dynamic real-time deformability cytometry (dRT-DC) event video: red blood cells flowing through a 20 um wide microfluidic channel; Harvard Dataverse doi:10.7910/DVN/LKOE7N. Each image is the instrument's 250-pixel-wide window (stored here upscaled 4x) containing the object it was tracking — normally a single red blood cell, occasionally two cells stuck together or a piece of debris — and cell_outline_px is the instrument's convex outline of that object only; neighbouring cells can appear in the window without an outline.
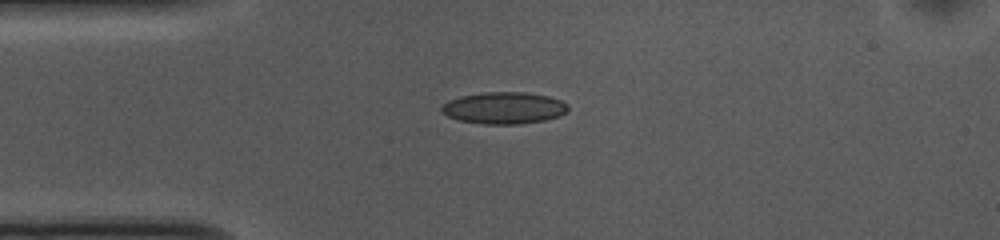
{"species": "common noctule bat (a hibernating species)", "species_latin": "Nyctalus noctula", "temperature_condition": "cold", "stored_images_in_passage": 42, "camera_frame_rate_fps": 3000, "um_per_image_px": 0.085, "animal": {"sex": "female", "body_mass_g": 10.0, "forearm_length_mm": 53.1}, "frame": {"image": 1, "passage_image": 1, "time_ms": 0.0, "image_size_px": [1000, 240], "cell_outline_px": [[568, 108], [560, 116], [544, 120], [520, 124], [484, 124], [460, 120], [448, 116], [440, 112], [440, 108], [448, 100], [460, 96], [484, 92], [524, 92], [548, 96], [560, 100], [568, 104]], "centroid_in_image_um": [42.82, 9.17], "position_along_channel_um": 42.2, "area_um2": 23.41}}
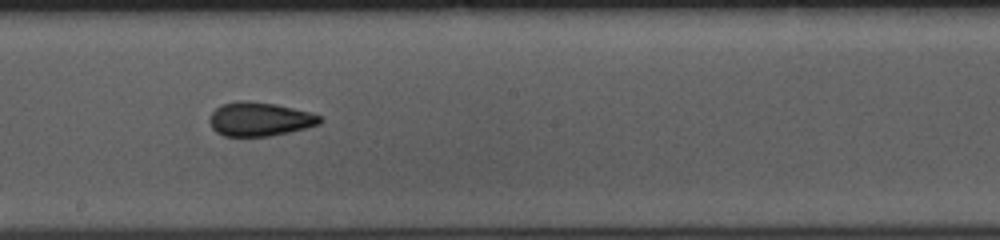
{"frame": {"image": 2, "passage_image": 17, "time_ms": 5.333, "image_size_px": [1000, 240], "cell_outline_px": [[324, 120], [320, 124], [308, 128], [268, 136], [224, 136], [216, 132], [212, 128], [208, 120], [212, 112], [216, 108], [224, 104], [240, 100], [248, 100], [276, 104], [308, 112], [320, 116]], "centroid_in_image_um": [22.07, 10.13], "position_along_channel_um": 226.1, "area_um2": 21.79}}
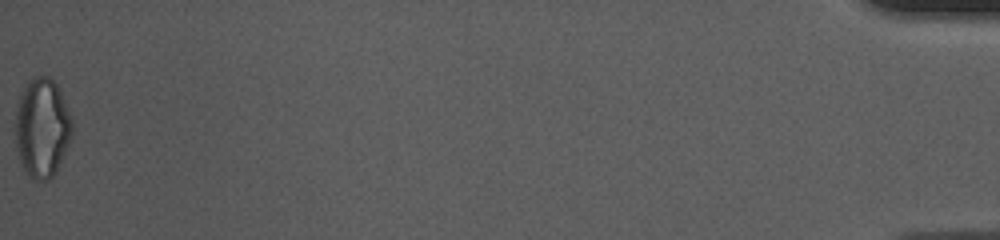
{"frame": {"image": 3, "passage_image": 42, "time_ms": 13.667, "image_size_px": [1000, 240], "cell_outline_px": [[72, 136], [56, 172], [48, 180], [32, 180], [24, 172], [20, 164], [16, 148], [16, 104], [20, 92], [24, 84], [32, 76], [48, 76], [60, 88], [72, 120]], "centroid_in_image_um": [3.56, 10.85], "position_along_channel_um": 431.6, "area_um2": 33.41}, "authors_computed_cell_mechanics": {"area_um2": 22.1952, "velocity_mm_per_s": 3.7246, "shape_relaxation_time_tau1_ms": 8.6203, "shape_relaxation_time_tau2_ms": 2.2887, "deformation_change_tau1": 0.1668, "deformation_change_tau2": 0.0767}}